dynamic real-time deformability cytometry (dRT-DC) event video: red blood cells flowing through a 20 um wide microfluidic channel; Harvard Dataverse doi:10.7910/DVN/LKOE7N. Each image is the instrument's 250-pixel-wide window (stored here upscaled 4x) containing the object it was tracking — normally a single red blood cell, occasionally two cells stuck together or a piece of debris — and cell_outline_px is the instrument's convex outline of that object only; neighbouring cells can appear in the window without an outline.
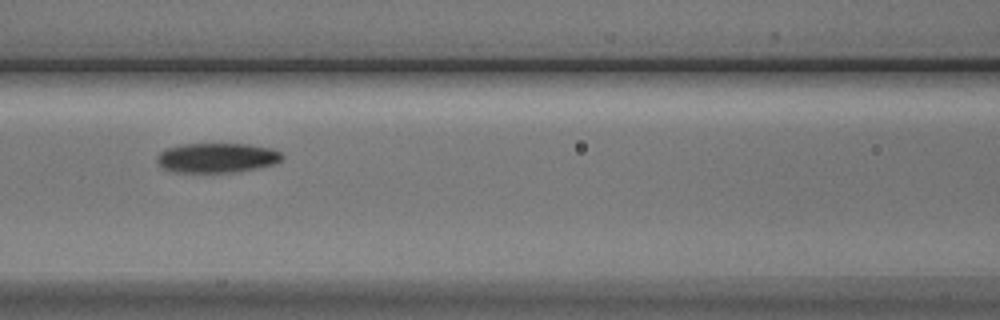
{"species": "Egyptian fruit bat (a non-hibernating species)", "species_latin": "Rousettus aegyptiacus", "temperature_condition": "cold", "stored_images_in_passage": 9, "camera_frame_rate_fps": 3000, "um_per_image_px": 0.085, "animal": {"sex": "male"}, "frame": {"image": 1, "passage_image": 7, "time_ms": 7.667, "image_size_px": [1000, 320], "cell_outline_px": [[284, 156], [280, 160], [272, 164], [240, 172], [172, 172], [160, 168], [156, 160], [156, 156], [160, 152], [168, 148], [180, 144], [248, 144], [272, 148], [280, 152]], "centroid_in_image_um": [18.39, 13.42], "position_along_channel_um": 148.2, "area_um2": 21.79}}
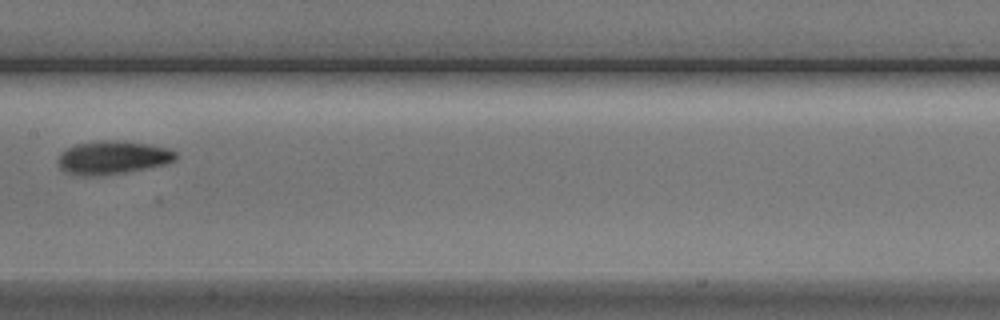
{"frame": {"image": 2, "passage_image": 8, "time_ms": 9.0, "image_size_px": [1000, 320], "cell_outline_px": [[180, 156], [176, 160], [168, 164], [148, 168], [100, 176], [80, 176], [64, 172], [60, 168], [60, 152], [76, 144], [104, 140], [116, 140], [148, 144], [168, 148], [176, 152]], "centroid_in_image_um": [9.63, 13.4], "position_along_channel_um": 197.8, "area_um2": 23.0}}
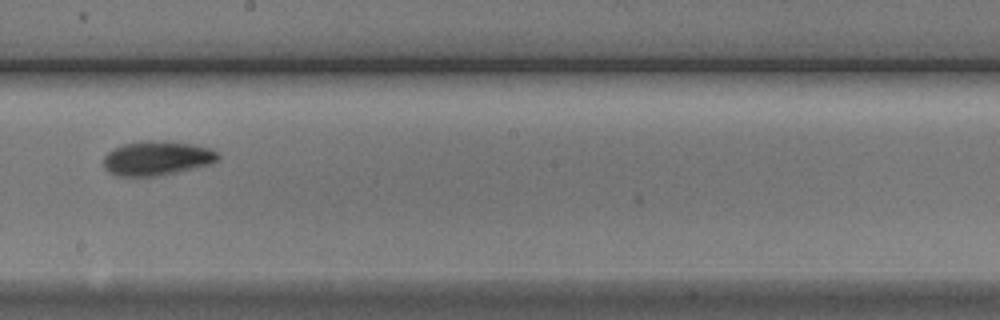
{"frame": {"image": 3, "passage_image": 9, "time_ms": 10.0, "image_size_px": [1000, 320], "cell_outline_px": [[220, 156], [216, 160], [208, 164], [176, 172], [156, 176], [116, 176], [108, 172], [104, 168], [104, 156], [108, 152], [124, 144], [140, 140], [164, 140], [192, 144], [208, 148], [220, 152]], "centroid_in_image_um": [13.31, 13.43], "position_along_channel_um": 234.9, "area_um2": 22.89}}